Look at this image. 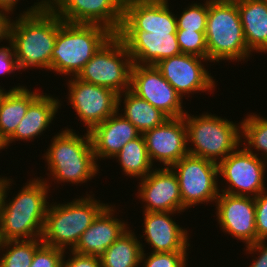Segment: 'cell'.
<instances>
[{
    "label": "cell",
    "mask_w": 267,
    "mask_h": 267,
    "mask_svg": "<svg viewBox=\"0 0 267 267\" xmlns=\"http://www.w3.org/2000/svg\"><path fill=\"white\" fill-rule=\"evenodd\" d=\"M143 235L152 246L150 252L187 251L190 243L188 231L176 224L171 216L176 212H144ZM173 214V215H172ZM171 215V216H170ZM145 233V234H144Z\"/></svg>",
    "instance_id": "obj_20"
},
{
    "label": "cell",
    "mask_w": 267,
    "mask_h": 267,
    "mask_svg": "<svg viewBox=\"0 0 267 267\" xmlns=\"http://www.w3.org/2000/svg\"><path fill=\"white\" fill-rule=\"evenodd\" d=\"M116 208L107 205L83 232L74 252L100 258L129 227L124 220L114 217Z\"/></svg>",
    "instance_id": "obj_21"
},
{
    "label": "cell",
    "mask_w": 267,
    "mask_h": 267,
    "mask_svg": "<svg viewBox=\"0 0 267 267\" xmlns=\"http://www.w3.org/2000/svg\"><path fill=\"white\" fill-rule=\"evenodd\" d=\"M133 64L153 65L181 54L176 32L119 31Z\"/></svg>",
    "instance_id": "obj_19"
},
{
    "label": "cell",
    "mask_w": 267,
    "mask_h": 267,
    "mask_svg": "<svg viewBox=\"0 0 267 267\" xmlns=\"http://www.w3.org/2000/svg\"><path fill=\"white\" fill-rule=\"evenodd\" d=\"M142 251L141 266L143 267H186L187 251L149 252ZM144 262V263H143Z\"/></svg>",
    "instance_id": "obj_32"
},
{
    "label": "cell",
    "mask_w": 267,
    "mask_h": 267,
    "mask_svg": "<svg viewBox=\"0 0 267 267\" xmlns=\"http://www.w3.org/2000/svg\"><path fill=\"white\" fill-rule=\"evenodd\" d=\"M41 238L33 240L0 241V267H30ZM2 250V251H1Z\"/></svg>",
    "instance_id": "obj_29"
},
{
    "label": "cell",
    "mask_w": 267,
    "mask_h": 267,
    "mask_svg": "<svg viewBox=\"0 0 267 267\" xmlns=\"http://www.w3.org/2000/svg\"><path fill=\"white\" fill-rule=\"evenodd\" d=\"M41 94L27 86L12 87L0 100V132L8 140L24 118L28 106Z\"/></svg>",
    "instance_id": "obj_25"
},
{
    "label": "cell",
    "mask_w": 267,
    "mask_h": 267,
    "mask_svg": "<svg viewBox=\"0 0 267 267\" xmlns=\"http://www.w3.org/2000/svg\"><path fill=\"white\" fill-rule=\"evenodd\" d=\"M208 59L181 53L159 61L155 66L162 76L183 98L200 92H211L216 87L215 79L202 62ZM210 90V91H209Z\"/></svg>",
    "instance_id": "obj_14"
},
{
    "label": "cell",
    "mask_w": 267,
    "mask_h": 267,
    "mask_svg": "<svg viewBox=\"0 0 267 267\" xmlns=\"http://www.w3.org/2000/svg\"><path fill=\"white\" fill-rule=\"evenodd\" d=\"M124 0H50V8L69 23L98 24L117 34Z\"/></svg>",
    "instance_id": "obj_13"
},
{
    "label": "cell",
    "mask_w": 267,
    "mask_h": 267,
    "mask_svg": "<svg viewBox=\"0 0 267 267\" xmlns=\"http://www.w3.org/2000/svg\"><path fill=\"white\" fill-rule=\"evenodd\" d=\"M144 245L128 228L100 257L101 267H139Z\"/></svg>",
    "instance_id": "obj_27"
},
{
    "label": "cell",
    "mask_w": 267,
    "mask_h": 267,
    "mask_svg": "<svg viewBox=\"0 0 267 267\" xmlns=\"http://www.w3.org/2000/svg\"><path fill=\"white\" fill-rule=\"evenodd\" d=\"M18 2L19 0H0V10L7 11L9 13L11 12V14H13Z\"/></svg>",
    "instance_id": "obj_40"
},
{
    "label": "cell",
    "mask_w": 267,
    "mask_h": 267,
    "mask_svg": "<svg viewBox=\"0 0 267 267\" xmlns=\"http://www.w3.org/2000/svg\"><path fill=\"white\" fill-rule=\"evenodd\" d=\"M142 135L152 165L158 161L161 167H172L188 154L184 117L169 118Z\"/></svg>",
    "instance_id": "obj_17"
},
{
    "label": "cell",
    "mask_w": 267,
    "mask_h": 267,
    "mask_svg": "<svg viewBox=\"0 0 267 267\" xmlns=\"http://www.w3.org/2000/svg\"><path fill=\"white\" fill-rule=\"evenodd\" d=\"M8 14L11 13L0 10V43L1 41L3 42V40H10V28L13 19H11Z\"/></svg>",
    "instance_id": "obj_39"
},
{
    "label": "cell",
    "mask_w": 267,
    "mask_h": 267,
    "mask_svg": "<svg viewBox=\"0 0 267 267\" xmlns=\"http://www.w3.org/2000/svg\"><path fill=\"white\" fill-rule=\"evenodd\" d=\"M10 200L13 180L3 177L0 204V241L33 240L41 238L49 202L50 187L42 177L32 178Z\"/></svg>",
    "instance_id": "obj_2"
},
{
    "label": "cell",
    "mask_w": 267,
    "mask_h": 267,
    "mask_svg": "<svg viewBox=\"0 0 267 267\" xmlns=\"http://www.w3.org/2000/svg\"><path fill=\"white\" fill-rule=\"evenodd\" d=\"M6 89H4V87L2 88V86H0V100L3 99L5 97V95L9 92L5 91Z\"/></svg>",
    "instance_id": "obj_42"
},
{
    "label": "cell",
    "mask_w": 267,
    "mask_h": 267,
    "mask_svg": "<svg viewBox=\"0 0 267 267\" xmlns=\"http://www.w3.org/2000/svg\"><path fill=\"white\" fill-rule=\"evenodd\" d=\"M180 187L183 206L214 202L220 194L218 164L202 157L187 154L172 167Z\"/></svg>",
    "instance_id": "obj_9"
},
{
    "label": "cell",
    "mask_w": 267,
    "mask_h": 267,
    "mask_svg": "<svg viewBox=\"0 0 267 267\" xmlns=\"http://www.w3.org/2000/svg\"><path fill=\"white\" fill-rule=\"evenodd\" d=\"M205 37L209 63L239 62L252 56L235 0H208Z\"/></svg>",
    "instance_id": "obj_5"
},
{
    "label": "cell",
    "mask_w": 267,
    "mask_h": 267,
    "mask_svg": "<svg viewBox=\"0 0 267 267\" xmlns=\"http://www.w3.org/2000/svg\"><path fill=\"white\" fill-rule=\"evenodd\" d=\"M124 99H122L123 97ZM124 101V109L121 106ZM117 109H122L124 113L121 115L129 120L138 131L143 134L169 119L159 109L153 107L148 101L138 97L130 89L117 96Z\"/></svg>",
    "instance_id": "obj_26"
},
{
    "label": "cell",
    "mask_w": 267,
    "mask_h": 267,
    "mask_svg": "<svg viewBox=\"0 0 267 267\" xmlns=\"http://www.w3.org/2000/svg\"><path fill=\"white\" fill-rule=\"evenodd\" d=\"M68 103L90 131L117 111V96L113 90L83 82L76 77L67 79Z\"/></svg>",
    "instance_id": "obj_12"
},
{
    "label": "cell",
    "mask_w": 267,
    "mask_h": 267,
    "mask_svg": "<svg viewBox=\"0 0 267 267\" xmlns=\"http://www.w3.org/2000/svg\"><path fill=\"white\" fill-rule=\"evenodd\" d=\"M256 151L238 146L228 157L218 163V176L229 183L220 192L235 196L257 197L266 187L264 182L266 161Z\"/></svg>",
    "instance_id": "obj_10"
},
{
    "label": "cell",
    "mask_w": 267,
    "mask_h": 267,
    "mask_svg": "<svg viewBox=\"0 0 267 267\" xmlns=\"http://www.w3.org/2000/svg\"><path fill=\"white\" fill-rule=\"evenodd\" d=\"M64 250L42 243L33 255L30 267H62Z\"/></svg>",
    "instance_id": "obj_34"
},
{
    "label": "cell",
    "mask_w": 267,
    "mask_h": 267,
    "mask_svg": "<svg viewBox=\"0 0 267 267\" xmlns=\"http://www.w3.org/2000/svg\"><path fill=\"white\" fill-rule=\"evenodd\" d=\"M176 36L181 53L208 59L205 32L177 30Z\"/></svg>",
    "instance_id": "obj_33"
},
{
    "label": "cell",
    "mask_w": 267,
    "mask_h": 267,
    "mask_svg": "<svg viewBox=\"0 0 267 267\" xmlns=\"http://www.w3.org/2000/svg\"><path fill=\"white\" fill-rule=\"evenodd\" d=\"M132 65L131 56L122 39L113 34L85 64L76 78L89 84L107 87L119 95L130 89Z\"/></svg>",
    "instance_id": "obj_8"
},
{
    "label": "cell",
    "mask_w": 267,
    "mask_h": 267,
    "mask_svg": "<svg viewBox=\"0 0 267 267\" xmlns=\"http://www.w3.org/2000/svg\"><path fill=\"white\" fill-rule=\"evenodd\" d=\"M241 138L244 139H241V143L244 142L243 146L248 151H261V158L267 162V117H260V114L255 113L248 114L241 120Z\"/></svg>",
    "instance_id": "obj_30"
},
{
    "label": "cell",
    "mask_w": 267,
    "mask_h": 267,
    "mask_svg": "<svg viewBox=\"0 0 267 267\" xmlns=\"http://www.w3.org/2000/svg\"><path fill=\"white\" fill-rule=\"evenodd\" d=\"M169 0H124L123 22L119 31L177 32Z\"/></svg>",
    "instance_id": "obj_18"
},
{
    "label": "cell",
    "mask_w": 267,
    "mask_h": 267,
    "mask_svg": "<svg viewBox=\"0 0 267 267\" xmlns=\"http://www.w3.org/2000/svg\"><path fill=\"white\" fill-rule=\"evenodd\" d=\"M2 192H3V177L0 176V204H1Z\"/></svg>",
    "instance_id": "obj_43"
},
{
    "label": "cell",
    "mask_w": 267,
    "mask_h": 267,
    "mask_svg": "<svg viewBox=\"0 0 267 267\" xmlns=\"http://www.w3.org/2000/svg\"><path fill=\"white\" fill-rule=\"evenodd\" d=\"M59 16L50 8V0H38L12 20L10 41L19 69L44 68L51 71V56Z\"/></svg>",
    "instance_id": "obj_1"
},
{
    "label": "cell",
    "mask_w": 267,
    "mask_h": 267,
    "mask_svg": "<svg viewBox=\"0 0 267 267\" xmlns=\"http://www.w3.org/2000/svg\"><path fill=\"white\" fill-rule=\"evenodd\" d=\"M86 195L71 202L48 205L42 243L64 251L68 246L70 250L76 247L83 232L108 205L95 199L94 194Z\"/></svg>",
    "instance_id": "obj_6"
},
{
    "label": "cell",
    "mask_w": 267,
    "mask_h": 267,
    "mask_svg": "<svg viewBox=\"0 0 267 267\" xmlns=\"http://www.w3.org/2000/svg\"><path fill=\"white\" fill-rule=\"evenodd\" d=\"M69 259L63 255L62 267H101V260L92 255H83L70 250Z\"/></svg>",
    "instance_id": "obj_36"
},
{
    "label": "cell",
    "mask_w": 267,
    "mask_h": 267,
    "mask_svg": "<svg viewBox=\"0 0 267 267\" xmlns=\"http://www.w3.org/2000/svg\"><path fill=\"white\" fill-rule=\"evenodd\" d=\"M96 161L114 158L129 141L139 137L138 129L120 113L119 109L89 131Z\"/></svg>",
    "instance_id": "obj_22"
},
{
    "label": "cell",
    "mask_w": 267,
    "mask_h": 267,
    "mask_svg": "<svg viewBox=\"0 0 267 267\" xmlns=\"http://www.w3.org/2000/svg\"><path fill=\"white\" fill-rule=\"evenodd\" d=\"M114 158L118 159L123 174L132 178H144L154 169L142 134L129 141Z\"/></svg>",
    "instance_id": "obj_28"
},
{
    "label": "cell",
    "mask_w": 267,
    "mask_h": 267,
    "mask_svg": "<svg viewBox=\"0 0 267 267\" xmlns=\"http://www.w3.org/2000/svg\"><path fill=\"white\" fill-rule=\"evenodd\" d=\"M254 200L257 241L267 240V188Z\"/></svg>",
    "instance_id": "obj_35"
},
{
    "label": "cell",
    "mask_w": 267,
    "mask_h": 267,
    "mask_svg": "<svg viewBox=\"0 0 267 267\" xmlns=\"http://www.w3.org/2000/svg\"><path fill=\"white\" fill-rule=\"evenodd\" d=\"M248 254L257 252L259 255L253 259L249 267H267V243L266 240L257 241L251 245L246 246Z\"/></svg>",
    "instance_id": "obj_38"
},
{
    "label": "cell",
    "mask_w": 267,
    "mask_h": 267,
    "mask_svg": "<svg viewBox=\"0 0 267 267\" xmlns=\"http://www.w3.org/2000/svg\"><path fill=\"white\" fill-rule=\"evenodd\" d=\"M248 49L267 53V0H235Z\"/></svg>",
    "instance_id": "obj_24"
},
{
    "label": "cell",
    "mask_w": 267,
    "mask_h": 267,
    "mask_svg": "<svg viewBox=\"0 0 267 267\" xmlns=\"http://www.w3.org/2000/svg\"><path fill=\"white\" fill-rule=\"evenodd\" d=\"M137 197L142 200L144 212H184L180 187L175 172L170 168H155L139 179Z\"/></svg>",
    "instance_id": "obj_16"
},
{
    "label": "cell",
    "mask_w": 267,
    "mask_h": 267,
    "mask_svg": "<svg viewBox=\"0 0 267 267\" xmlns=\"http://www.w3.org/2000/svg\"><path fill=\"white\" fill-rule=\"evenodd\" d=\"M130 90L169 118L183 117L182 97L153 65L133 64Z\"/></svg>",
    "instance_id": "obj_11"
},
{
    "label": "cell",
    "mask_w": 267,
    "mask_h": 267,
    "mask_svg": "<svg viewBox=\"0 0 267 267\" xmlns=\"http://www.w3.org/2000/svg\"><path fill=\"white\" fill-rule=\"evenodd\" d=\"M208 16V0L204 3H191L177 17V30L205 32Z\"/></svg>",
    "instance_id": "obj_31"
},
{
    "label": "cell",
    "mask_w": 267,
    "mask_h": 267,
    "mask_svg": "<svg viewBox=\"0 0 267 267\" xmlns=\"http://www.w3.org/2000/svg\"><path fill=\"white\" fill-rule=\"evenodd\" d=\"M188 154L219 163L241 145V122L234 123L216 114L194 116L186 112ZM192 143L191 145H189ZM192 146V147H189ZM194 146V147H193Z\"/></svg>",
    "instance_id": "obj_7"
},
{
    "label": "cell",
    "mask_w": 267,
    "mask_h": 267,
    "mask_svg": "<svg viewBox=\"0 0 267 267\" xmlns=\"http://www.w3.org/2000/svg\"><path fill=\"white\" fill-rule=\"evenodd\" d=\"M6 147H8L7 139L0 132V150L7 149Z\"/></svg>",
    "instance_id": "obj_41"
},
{
    "label": "cell",
    "mask_w": 267,
    "mask_h": 267,
    "mask_svg": "<svg viewBox=\"0 0 267 267\" xmlns=\"http://www.w3.org/2000/svg\"><path fill=\"white\" fill-rule=\"evenodd\" d=\"M215 204L216 219L222 232L244 242L245 246L257 242L254 197L220 192Z\"/></svg>",
    "instance_id": "obj_15"
},
{
    "label": "cell",
    "mask_w": 267,
    "mask_h": 267,
    "mask_svg": "<svg viewBox=\"0 0 267 267\" xmlns=\"http://www.w3.org/2000/svg\"><path fill=\"white\" fill-rule=\"evenodd\" d=\"M51 139L43 159L52 180L58 183L83 184L98 174L99 164L93 152L89 131L84 135L66 128Z\"/></svg>",
    "instance_id": "obj_3"
},
{
    "label": "cell",
    "mask_w": 267,
    "mask_h": 267,
    "mask_svg": "<svg viewBox=\"0 0 267 267\" xmlns=\"http://www.w3.org/2000/svg\"><path fill=\"white\" fill-rule=\"evenodd\" d=\"M113 34L102 25L69 23L59 17V30L51 56V71L76 77Z\"/></svg>",
    "instance_id": "obj_4"
},
{
    "label": "cell",
    "mask_w": 267,
    "mask_h": 267,
    "mask_svg": "<svg viewBox=\"0 0 267 267\" xmlns=\"http://www.w3.org/2000/svg\"><path fill=\"white\" fill-rule=\"evenodd\" d=\"M45 94V95H44ZM52 95L41 93L29 106L14 134L7 140L8 146L15 140H34L42 135L58 113L62 104ZM44 131V132H43Z\"/></svg>",
    "instance_id": "obj_23"
},
{
    "label": "cell",
    "mask_w": 267,
    "mask_h": 267,
    "mask_svg": "<svg viewBox=\"0 0 267 267\" xmlns=\"http://www.w3.org/2000/svg\"><path fill=\"white\" fill-rule=\"evenodd\" d=\"M7 42L9 43L8 47H0V75L15 73L16 70L20 71L15 57L13 43L10 40Z\"/></svg>",
    "instance_id": "obj_37"
}]
</instances>
